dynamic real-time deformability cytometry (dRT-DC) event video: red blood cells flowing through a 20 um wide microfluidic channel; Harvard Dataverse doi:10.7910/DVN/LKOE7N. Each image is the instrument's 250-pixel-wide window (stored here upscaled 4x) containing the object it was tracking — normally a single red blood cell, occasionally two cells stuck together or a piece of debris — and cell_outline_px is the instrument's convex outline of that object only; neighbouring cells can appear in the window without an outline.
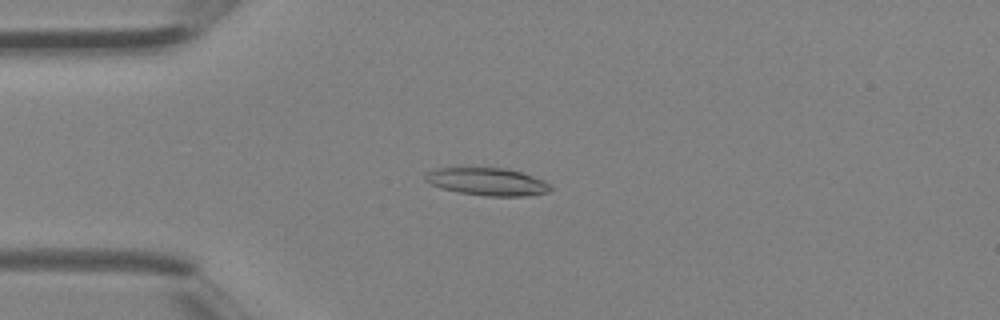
{"species": "Egyptian fruit bat (a non-hibernating species)", "species_latin": "Rousettus aegyptiacus", "temperature_condition": "room temperature", "stored_images_in_passage": 3, "camera_frame_rate_fps": 3000, "um_per_image_px": 0.085, "animal": {"sex": "female"}, "frame": {"image": 1, "passage_image": 2, "time_ms": 0.333, "image_size_px": [1000, 320], "cell_outline_px": [[552, 188], [548, 192], [524, 196], [488, 196], [460, 192], [444, 188], [432, 184], [424, 180], [424, 176], [432, 168], [504, 168], [520, 172], [544, 180]], "centroid_in_image_um": [41.42, 15.44], "position_along_channel_um": 43.6, "area_um2": 19.83}}
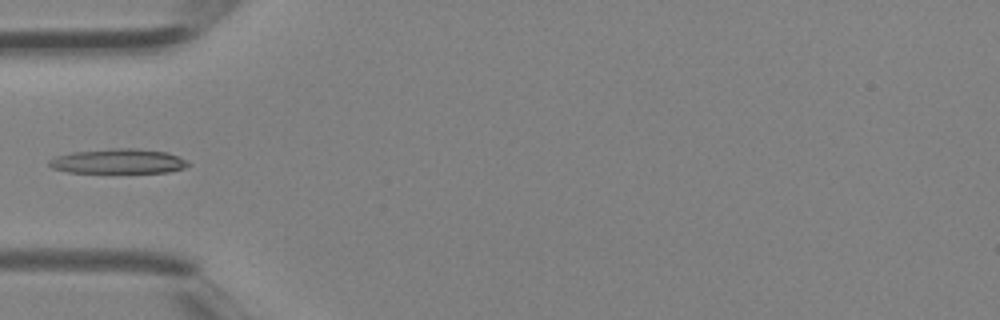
{"frame": {"image": 2, "passage_image": 3, "time_ms": 0.667, "image_size_px": [1000, 320], "cell_outline_px": [[192, 164], [184, 168], [168, 172], [68, 172], [52, 168], [48, 164], [48, 160], [56, 156], [72, 152], [112, 148], [136, 148], [168, 152], [180, 156], [188, 160]], "centroid_in_image_um": [10.1, 13.69], "position_along_channel_um": 74.9, "area_um2": 20.17}}